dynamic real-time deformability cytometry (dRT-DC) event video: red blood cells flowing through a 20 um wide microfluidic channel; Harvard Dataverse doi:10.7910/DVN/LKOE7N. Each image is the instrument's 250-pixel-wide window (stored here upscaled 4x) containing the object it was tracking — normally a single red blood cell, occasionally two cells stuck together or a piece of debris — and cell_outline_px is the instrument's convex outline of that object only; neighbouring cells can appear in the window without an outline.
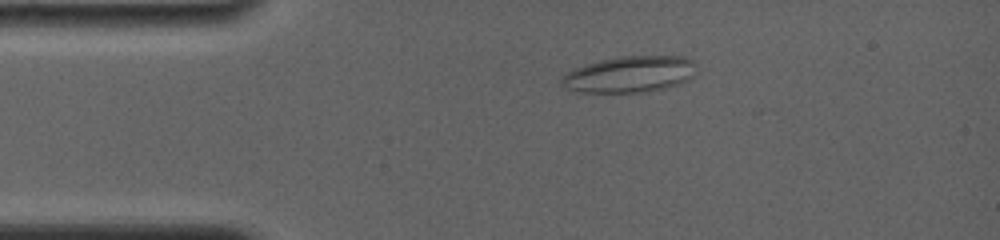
{"species": "common noctule bat (a hibernating species)", "species_latin": "Nyctalus noctula", "temperature_condition": "room temperature", "stored_images_in_passage": 4, "camera_frame_rate_fps": 4000, "um_per_image_px": 0.085, "animal": {"sex": "female", "body_mass_g": 19.0, "forearm_length_mm": 56.7}, "frame": {"image": 1, "passage_image": 1, "time_ms": 0.0, "image_size_px": [1000, 240], "cell_outline_px": [[692, 76], [688, 80], [664, 88], [644, 92], [576, 92], [560, 84], [560, 80], [568, 72], [576, 68], [600, 60], [620, 56], [684, 56], [692, 60]], "centroid_in_image_um": [53.48, 6.32], "position_along_channel_um": 31.5, "area_um2": 28.03}}